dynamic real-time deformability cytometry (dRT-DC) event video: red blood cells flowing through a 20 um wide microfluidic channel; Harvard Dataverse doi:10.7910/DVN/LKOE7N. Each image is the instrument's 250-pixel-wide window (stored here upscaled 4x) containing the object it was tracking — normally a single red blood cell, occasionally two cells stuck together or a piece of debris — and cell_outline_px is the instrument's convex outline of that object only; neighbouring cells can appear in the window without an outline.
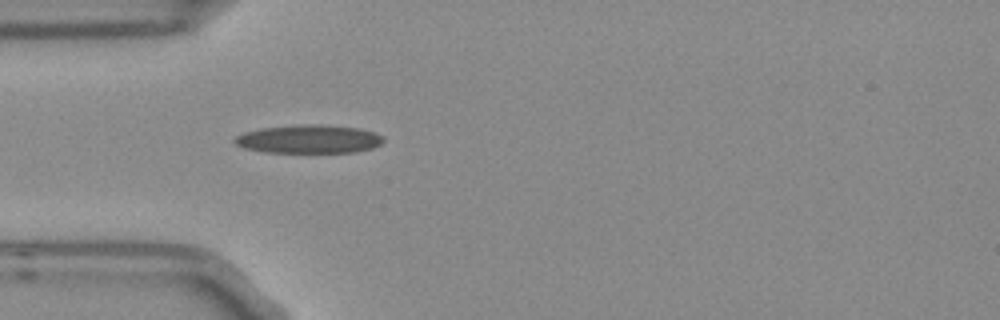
{"species": "Egyptian fruit bat (a non-hibernating species)", "species_latin": "Rousettus aegyptiacus", "temperature_condition": "room temperature", "stored_images_in_passage": 2, "camera_frame_rate_fps": 3000, "um_per_image_px": 0.085, "frame": {"image": 1, "passage_image": 2, "time_ms": 0.333, "image_size_px": [1000, 320], "cell_outline_px": [[384, 140], [380, 144], [372, 148], [356, 152], [264, 152], [244, 148], [236, 144], [232, 140], [236, 136], [244, 132], [260, 128], [304, 124], [316, 124], [360, 128], [384, 136]], "centroid_in_image_um": [26.24, 11.82], "position_along_channel_um": 58.8, "area_um2": 24.62}}